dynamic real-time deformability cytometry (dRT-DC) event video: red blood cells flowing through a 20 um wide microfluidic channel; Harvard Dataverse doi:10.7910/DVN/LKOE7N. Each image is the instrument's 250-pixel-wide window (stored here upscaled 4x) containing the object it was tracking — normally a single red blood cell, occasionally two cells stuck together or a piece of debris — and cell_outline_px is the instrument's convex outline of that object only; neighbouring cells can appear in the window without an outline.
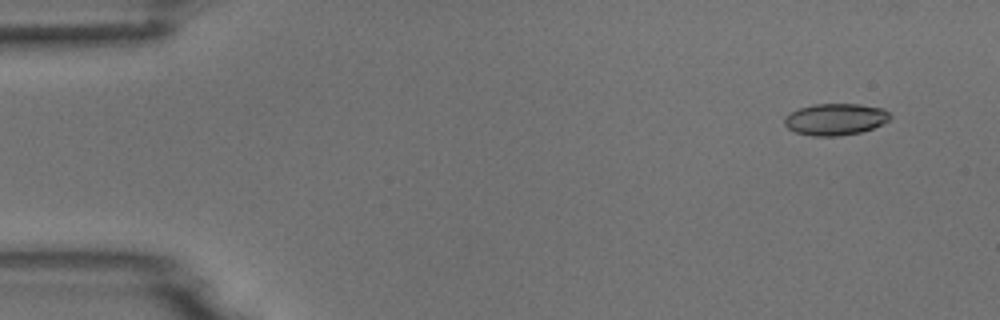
{"species": "common noctule bat (a hibernating species)", "species_latin": "Nyctalus noctula", "temperature_condition": "room temperature", "stored_images_in_passage": 4, "camera_frame_rate_fps": 3000, "um_per_image_px": 0.085, "animal": {"sex": "male", "body_mass_g": 18.8}, "frame": {"image": 1, "passage_image": 1, "time_ms": 0.0, "image_size_px": [1000, 320], "cell_outline_px": [[892, 116], [888, 120], [872, 128], [860, 132], [840, 136], [812, 136], [796, 132], [788, 128], [784, 124], [784, 116], [800, 108], [816, 104], [860, 104], [884, 108]], "centroid_in_image_um": [71.0, 10.14], "position_along_channel_um": 14.0, "area_um2": 19.42}}
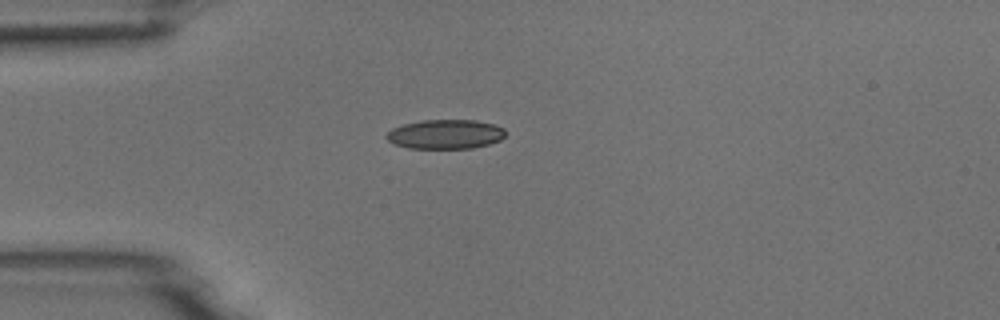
{"frame": {"image": 2, "passage_image": 4, "time_ms": 3.333, "image_size_px": [1000, 320], "cell_outline_px": [[508, 132], [500, 140], [488, 144], [472, 148], [408, 148], [396, 144], [388, 140], [384, 136], [392, 128], [404, 124], [420, 120], [476, 120], [492, 124], [504, 128]], "centroid_in_image_um": [37.87, 11.4], "position_along_channel_um": 47.1, "area_um2": 20.35}}